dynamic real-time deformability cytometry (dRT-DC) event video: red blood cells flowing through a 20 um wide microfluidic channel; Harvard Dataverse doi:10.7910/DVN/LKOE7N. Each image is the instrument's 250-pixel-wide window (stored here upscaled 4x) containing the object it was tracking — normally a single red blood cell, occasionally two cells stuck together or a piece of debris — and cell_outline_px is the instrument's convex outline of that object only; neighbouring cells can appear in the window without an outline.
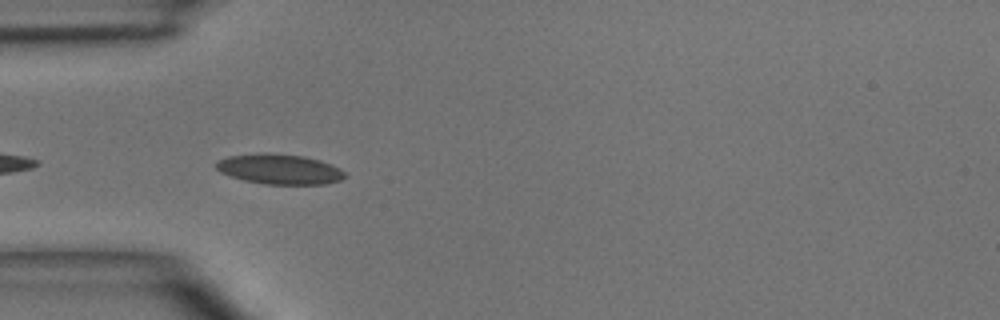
{"species": "common noctule bat (a hibernating species)", "species_latin": "Nyctalus noctula", "temperature_condition": "room temperature", "stored_images_in_passage": 6, "camera_frame_rate_fps": 3000, "um_per_image_px": 0.085, "animal": {"sex": "male", "body_mass_g": 15.6}, "frame": {"image": 1, "passage_image": 4, "time_ms": 3.667, "image_size_px": [1000, 320], "cell_outline_px": [[348, 176], [340, 180], [324, 184], [264, 184], [244, 180], [220, 172], [216, 168], [216, 160], [228, 156], [260, 152], [264, 152], [304, 156], [320, 160], [340, 168]], "centroid_in_image_um": [23.75, 14.37], "position_along_channel_um": 61.2, "area_um2": 22.72}}